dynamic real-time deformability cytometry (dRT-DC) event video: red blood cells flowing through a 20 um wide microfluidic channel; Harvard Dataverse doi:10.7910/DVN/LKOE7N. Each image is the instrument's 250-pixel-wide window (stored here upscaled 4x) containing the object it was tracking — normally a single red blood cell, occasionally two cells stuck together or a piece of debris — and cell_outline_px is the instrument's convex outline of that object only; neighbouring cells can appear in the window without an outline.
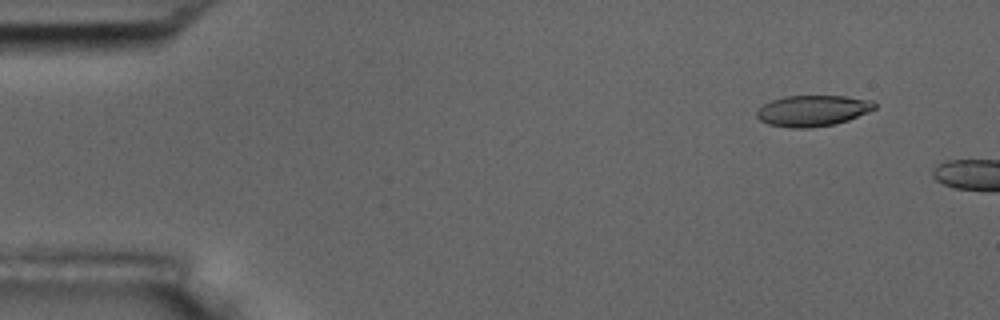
{"species": "common noctule bat (a hibernating species)", "species_latin": "Nyctalus noctula", "temperature_condition": "room temperature", "stored_images_in_passage": 4, "camera_frame_rate_fps": 3000, "um_per_image_px": 0.085, "animal": {"sex": "male", "body_mass_g": 17.5, "forearm_length_mm": 52.3}, "frame": {"image": 1, "passage_image": 2, "time_ms": 1.0, "image_size_px": [1000, 320], "cell_outline_px": [[876, 108], [868, 112], [848, 120], [836, 124], [808, 128], [792, 128], [768, 124], [760, 120], [756, 116], [756, 112], [764, 104], [772, 100], [784, 96], [844, 96], [872, 100], [876, 104]], "centroid_in_image_um": [69.09, 9.41], "position_along_channel_um": 15.9, "area_um2": 21.27}}